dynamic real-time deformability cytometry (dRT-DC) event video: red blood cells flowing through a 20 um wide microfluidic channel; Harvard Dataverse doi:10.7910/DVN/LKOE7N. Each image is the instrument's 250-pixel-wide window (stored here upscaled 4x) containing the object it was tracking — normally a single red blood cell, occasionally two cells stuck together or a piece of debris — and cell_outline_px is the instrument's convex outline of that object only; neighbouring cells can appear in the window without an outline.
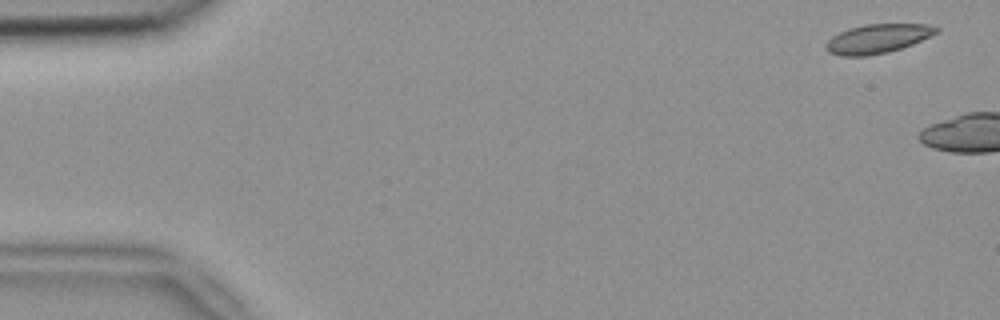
{"species": "common noctule bat (a hibernating species)", "species_latin": "Nyctalus noctula", "temperature_condition": "room temperature", "stored_images_in_passage": 6, "camera_frame_rate_fps": 3000, "um_per_image_px": 0.085, "animal": {"sex": "female", "body_mass_g": 18.4}, "frame": {"image": 1, "passage_image": 2, "time_ms": 0.333, "image_size_px": [1000, 320], "cell_outline_px": [[940, 32], [912, 44], [888, 52], [868, 56], [840, 56], [828, 52], [824, 48], [824, 44], [832, 36], [848, 28], [864, 24], [924, 24], [940, 28]], "centroid_in_image_um": [74.56, 3.29], "position_along_channel_um": 10.4, "area_um2": 18.84}}